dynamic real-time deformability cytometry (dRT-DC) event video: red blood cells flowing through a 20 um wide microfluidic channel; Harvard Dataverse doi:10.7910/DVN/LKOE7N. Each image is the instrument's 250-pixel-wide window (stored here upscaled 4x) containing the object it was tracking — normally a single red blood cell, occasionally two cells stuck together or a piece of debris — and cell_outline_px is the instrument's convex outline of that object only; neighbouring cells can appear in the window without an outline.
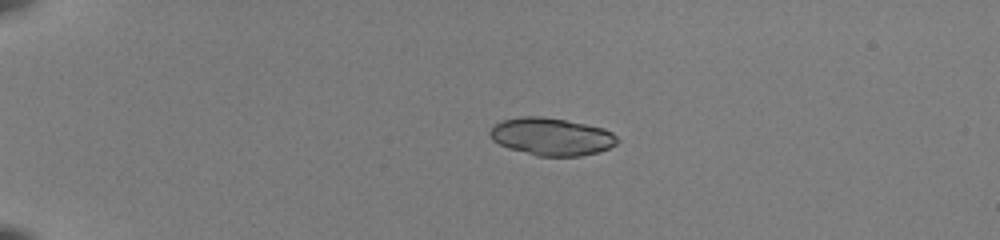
{"species": "common noctule bat (a hibernating species)", "species_latin": "Nyctalus noctula", "temperature_condition": "room temperature", "stored_images_in_passage": 40, "camera_frame_rate_fps": 3000, "um_per_image_px": 0.085, "animal": {"sex": "female", "body_mass_g": 22.0, "forearm_length_mm": 56.7}, "frame": {"image": 1, "passage_image": 1, "time_ms": 0.0, "image_size_px": [1000, 240], "cell_outline_px": [[620, 140], [616, 144], [600, 152], [580, 156], [536, 156], [508, 148], [492, 140], [488, 132], [496, 124], [504, 120], [520, 116], [540, 116], [564, 120], [604, 128], [612, 132]], "centroid_in_image_um": [46.89, 11.62], "position_along_channel_um": 38.1, "area_um2": 27.86}}